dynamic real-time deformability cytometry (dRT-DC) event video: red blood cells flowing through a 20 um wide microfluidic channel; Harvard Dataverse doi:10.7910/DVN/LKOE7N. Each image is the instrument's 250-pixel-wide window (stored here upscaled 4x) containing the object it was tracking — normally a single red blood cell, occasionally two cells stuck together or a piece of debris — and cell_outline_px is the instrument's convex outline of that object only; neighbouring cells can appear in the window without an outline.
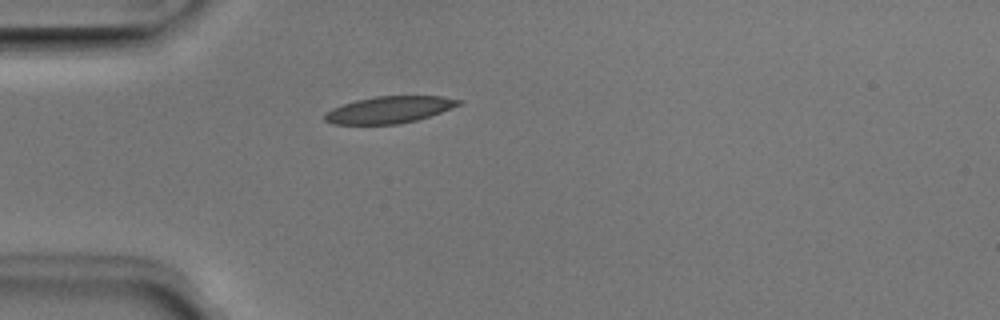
{"species": "Egyptian fruit bat (a non-hibernating species)", "species_latin": "Rousettus aegyptiacus", "temperature_condition": "room temperature", "stored_images_in_passage": 37, "camera_frame_rate_fps": 3000, "um_per_image_px": 0.085, "animal": {"sex": "male"}, "frame": {"image": 1, "passage_image": 1, "time_ms": 0.0, "image_size_px": [1000, 320], "cell_outline_px": [[464, 100], [460, 104], [440, 112], [416, 120], [400, 124], [332, 124], [324, 120], [324, 116], [332, 108], [356, 100], [376, 96], [440, 96]], "centroid_in_image_um": [33.08, 9.32], "position_along_channel_um": 51.9, "area_um2": 20.69}}
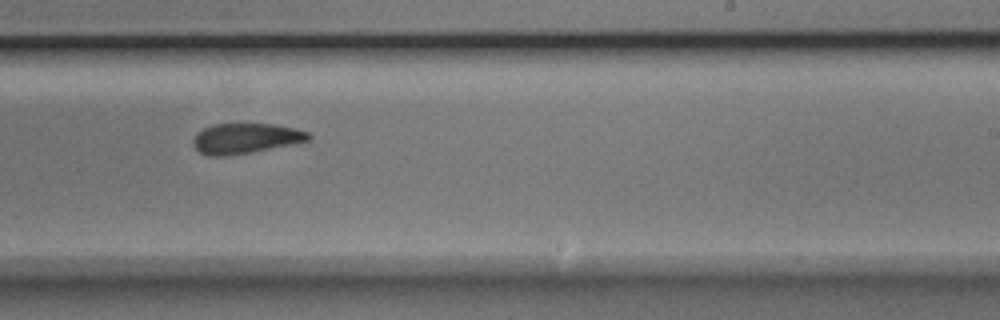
{"frame": {"image": 2, "passage_image": 18, "time_ms": 5.667, "image_size_px": [1000, 320], "cell_outline_px": [[312, 136], [308, 140], [252, 152], [228, 156], [208, 156], [200, 152], [192, 144], [192, 140], [204, 128], [212, 124], [272, 124], [292, 128], [308, 132]], "centroid_in_image_um": [20.83, 11.77], "position_along_channel_um": 268.2, "area_um2": 20.0}}
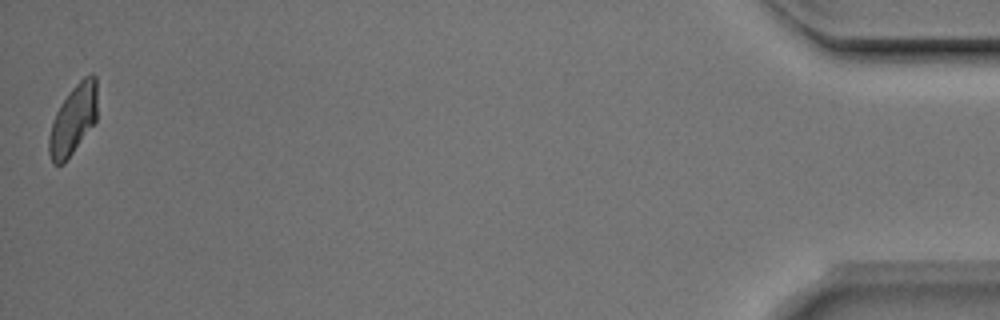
{"frame": {"image": 3, "passage_image": 37, "time_ms": 12.0, "image_size_px": [1000, 320], "cell_outline_px": [[96, 120], [64, 164], [52, 164], [48, 152], [48, 136], [52, 120], [60, 104], [72, 88], [84, 76], [92, 72], [96, 76]], "centroid_in_image_um": [6.19, 10.18], "position_along_channel_um": 429.0, "area_um2": 19.59}, "authors_computed_cell_mechanics": {"area_um2": 21.0392, "velocity_mm_per_s": 4.0062, "shape_relaxation_time_tau1_ms": 3.8319, "shape_relaxation_time_tau2_ms": 2.6211, "deformation_change_tau1": 0.1176, "deformation_change_tau2": 0.0882}}